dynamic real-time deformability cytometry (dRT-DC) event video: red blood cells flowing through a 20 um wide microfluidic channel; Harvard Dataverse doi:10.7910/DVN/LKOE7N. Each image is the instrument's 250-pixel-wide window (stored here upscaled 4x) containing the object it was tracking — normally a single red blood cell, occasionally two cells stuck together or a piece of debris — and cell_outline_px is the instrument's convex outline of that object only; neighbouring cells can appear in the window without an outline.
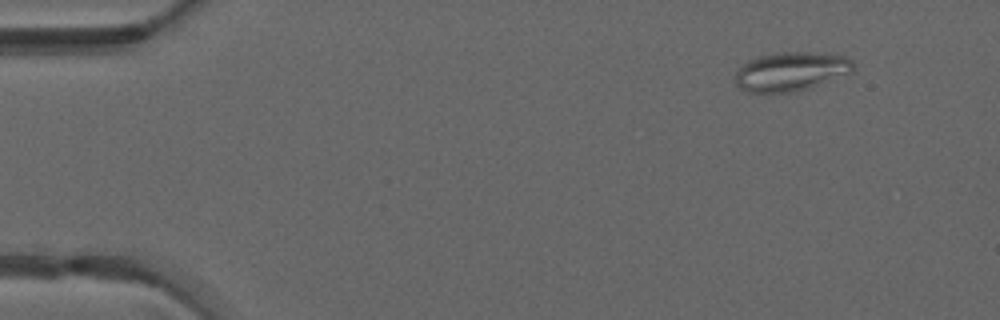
{"species": "common noctule bat (a hibernating species)", "species_latin": "Nyctalus noctula", "temperature_condition": "warm", "stored_images_in_passage": 22, "camera_frame_rate_fps": 3000, "um_per_image_px": 0.085, "animal": {"sex": "male", "forearm_length_mm": 52.5}, "frame": {"image": 1, "passage_image": 4, "time_ms": 1.0, "image_size_px": [1000, 320], "cell_outline_px": [[856, 64], [852, 72], [812, 88], [792, 92], [748, 92], [740, 88], [736, 84], [736, 68], [748, 60], [760, 56], [776, 52], [812, 52], [844, 56], [852, 60]], "centroid_in_image_um": [67.24, 6.07], "position_along_channel_um": 17.8, "area_um2": 27.05}}